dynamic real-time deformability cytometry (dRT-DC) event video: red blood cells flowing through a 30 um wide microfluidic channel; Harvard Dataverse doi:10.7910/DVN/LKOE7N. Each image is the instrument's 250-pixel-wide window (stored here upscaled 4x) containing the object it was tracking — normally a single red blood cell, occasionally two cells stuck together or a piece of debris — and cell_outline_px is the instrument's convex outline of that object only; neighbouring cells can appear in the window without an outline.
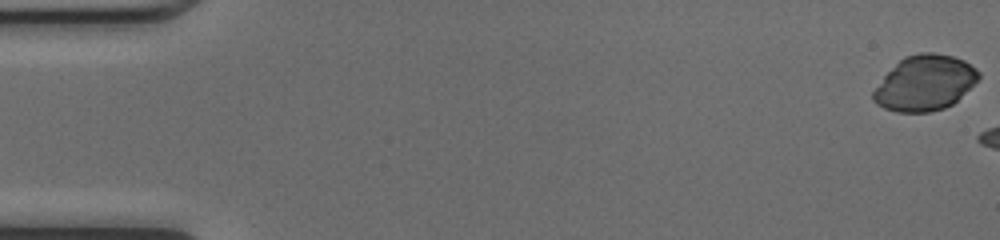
{"species": "common noctule bat (a hibernating species)", "species_latin": "Nyctalus noctula", "temperature_condition": "cold", "stored_images_in_passage": 7, "camera_frame_rate_fps": 3000, "um_per_image_px": 0.085, "animal": {"sex": "female", "body_mass_g": 17.0, "forearm_length_mm": 48.0}, "frame": {"image": 1, "passage_image": 1, "time_ms": 0.0, "image_size_px": [1000, 240], "cell_outline_px": [[980, 76], [952, 104], [944, 108], [932, 112], [896, 112], [884, 108], [876, 104], [872, 100], [872, 92], [884, 76], [904, 56], [920, 52], [932, 52], [952, 56], [964, 60], [976, 68], [980, 72]], "centroid_in_image_um": [78.58, 7.05], "position_along_channel_um": 6.4, "area_um2": 33.64}}